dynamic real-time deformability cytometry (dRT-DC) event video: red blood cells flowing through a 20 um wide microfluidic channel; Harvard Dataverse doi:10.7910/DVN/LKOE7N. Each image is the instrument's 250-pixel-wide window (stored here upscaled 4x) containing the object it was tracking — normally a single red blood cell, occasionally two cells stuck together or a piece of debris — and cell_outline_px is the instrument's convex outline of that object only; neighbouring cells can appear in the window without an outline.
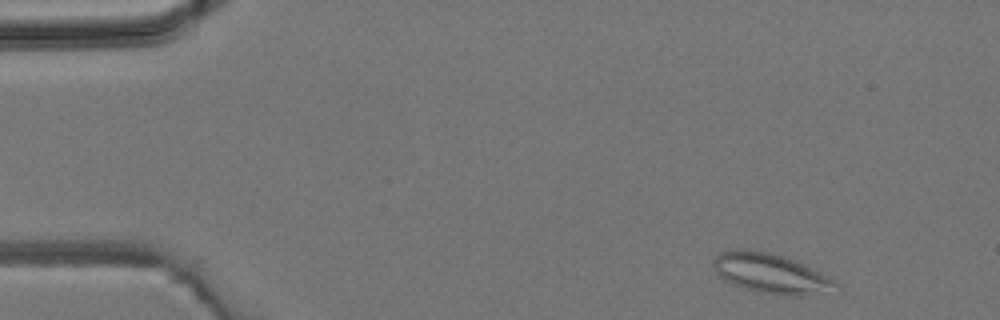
{"species": "common noctule bat (a hibernating species)", "species_latin": "Nyctalus noctula", "temperature_condition": "room temperature", "stored_images_in_passage": 3, "camera_frame_rate_fps": 3000, "um_per_image_px": 0.085, "animal": {"sex": "male", "body_mass_g": 19.2, "forearm_length_mm": 51.8}, "frame": {"image": 1, "passage_image": 3, "time_ms": 3.0, "image_size_px": [1000, 320], "cell_outline_px": [[840, 288], [824, 292], [800, 296], [780, 296], [760, 292], [744, 288], [732, 284], [724, 280], [716, 272], [712, 264], [712, 260], [720, 252], [736, 248], [740, 248], [772, 252], [792, 260], [828, 276]], "centroid_in_image_um": [65.45, 23.24], "position_along_channel_um": 19.5, "area_um2": 28.26}}